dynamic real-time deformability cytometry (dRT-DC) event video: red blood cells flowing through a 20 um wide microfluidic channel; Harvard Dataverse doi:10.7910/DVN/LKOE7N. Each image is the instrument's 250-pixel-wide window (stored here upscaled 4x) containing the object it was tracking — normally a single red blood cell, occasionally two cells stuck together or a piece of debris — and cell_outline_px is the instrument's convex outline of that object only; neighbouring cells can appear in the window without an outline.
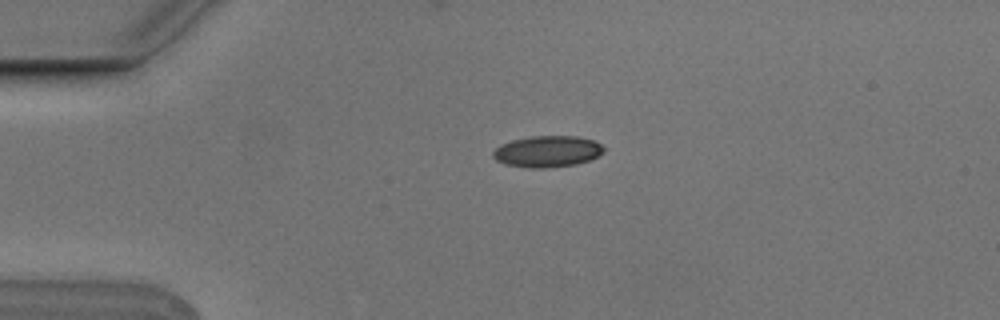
{"species": "Egyptian fruit bat (a non-hibernating species)", "species_latin": "Rousettus aegyptiacus", "temperature_condition": "cold", "stored_images_in_passage": 3, "camera_frame_rate_fps": 3000, "um_per_image_px": 0.085, "animal": {"sex": "male"}, "frame": {"image": 1, "passage_image": 1, "time_ms": 0.0, "image_size_px": [1000, 320], "cell_outline_px": [[604, 152], [588, 160], [576, 164], [544, 168], [528, 168], [504, 164], [496, 160], [492, 156], [492, 152], [500, 144], [512, 140], [532, 136], [576, 136], [592, 140], [600, 144], [604, 148]], "centroid_in_image_um": [46.48, 12.87], "position_along_channel_um": 38.5, "area_um2": 20.17}}